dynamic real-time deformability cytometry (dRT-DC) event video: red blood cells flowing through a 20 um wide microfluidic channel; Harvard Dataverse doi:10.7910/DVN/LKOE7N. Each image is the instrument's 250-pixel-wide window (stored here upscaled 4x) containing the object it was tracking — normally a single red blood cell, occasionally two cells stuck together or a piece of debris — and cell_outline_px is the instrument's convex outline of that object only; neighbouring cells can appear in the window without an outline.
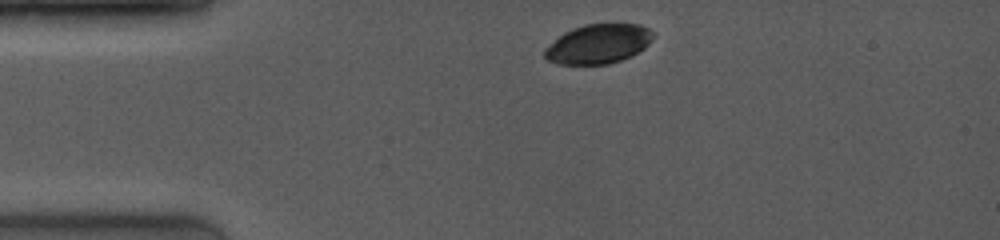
{"species": "common noctule bat (a hibernating species)", "species_latin": "Nyctalus noctula", "temperature_condition": "room temperature", "stored_images_in_passage": 11, "camera_frame_rate_fps": 4000, "um_per_image_px": 0.085, "animal": {"sex": "female", "body_mass_g": 19.0, "forearm_length_mm": 53.3}, "frame": {"image": 1, "passage_image": 1, "time_ms": 0.0, "image_size_px": [1000, 240], "cell_outline_px": [[656, 36], [644, 48], [620, 60], [608, 64], [556, 64], [548, 60], [544, 56], [544, 48], [548, 44], [564, 32], [572, 28], [584, 24], [640, 24], [656, 32]], "centroid_in_image_um": [50.85, 3.72], "position_along_channel_um": 34.2, "area_um2": 25.03}}
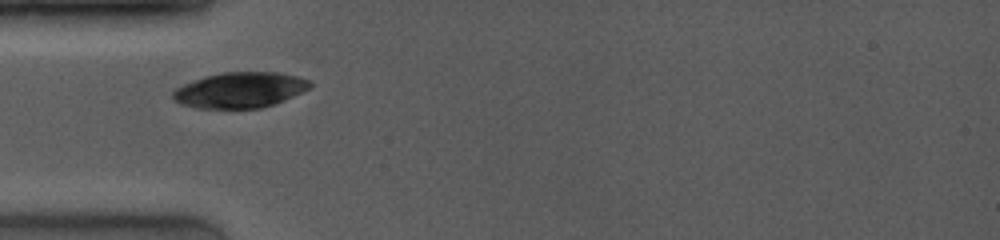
{"frame": {"image": 2, "passage_image": 6, "time_ms": 1.75, "image_size_px": [1000, 240], "cell_outline_px": [[312, 84], [308, 88], [284, 100], [260, 108], [196, 108], [180, 104], [172, 96], [172, 92], [176, 88], [184, 84], [208, 76], [224, 72], [276, 72], [296, 76], [312, 80]], "centroid_in_image_um": [20.4, 7.65], "position_along_channel_um": 64.6, "area_um2": 28.03}}
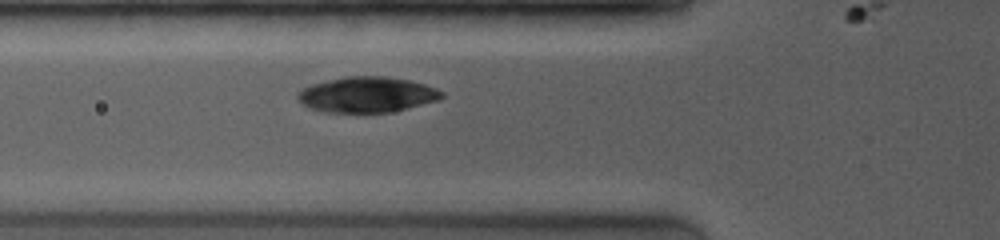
{"frame": {"image": 3, "passage_image": 8, "time_ms": 2.5, "image_size_px": [1000, 240], "cell_outline_px": [[444, 96], [440, 100], [388, 112], [324, 112], [308, 108], [296, 96], [296, 92], [312, 84], [328, 80], [348, 76], [384, 76], [408, 80], [424, 84], [436, 88], [444, 92]], "centroid_in_image_um": [31.2, 8.04], "position_along_channel_um": 94.6, "area_um2": 29.65}}